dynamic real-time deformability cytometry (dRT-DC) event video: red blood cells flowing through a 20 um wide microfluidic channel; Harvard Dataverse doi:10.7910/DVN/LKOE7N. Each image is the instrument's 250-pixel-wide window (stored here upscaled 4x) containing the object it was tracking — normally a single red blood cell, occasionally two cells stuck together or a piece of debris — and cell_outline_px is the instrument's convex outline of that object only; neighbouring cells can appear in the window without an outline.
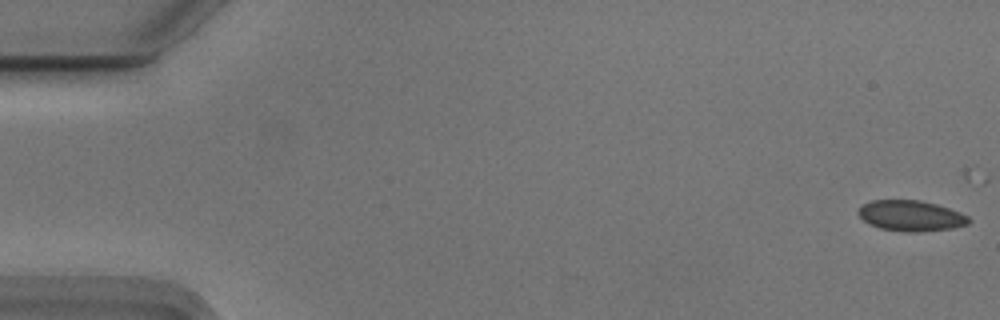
{"species": "Egyptian fruit bat (a non-hibernating species)", "species_latin": "Rousettus aegyptiacus", "temperature_condition": "cold", "stored_images_in_passage": 14, "camera_frame_rate_fps": 3000, "um_per_image_px": 0.085, "animal": {"sex": "male"}, "frame": {"image": 1, "passage_image": 1, "time_ms": 0.0, "image_size_px": [1000, 320], "cell_outline_px": [[972, 220], [968, 224], [952, 228], [920, 232], [904, 232], [880, 228], [868, 224], [856, 212], [864, 204], [872, 200], [920, 200], [936, 204], [960, 212], [968, 216]], "centroid_in_image_um": [77.43, 18.34], "position_along_channel_um": 7.6, "area_um2": 19.77}}
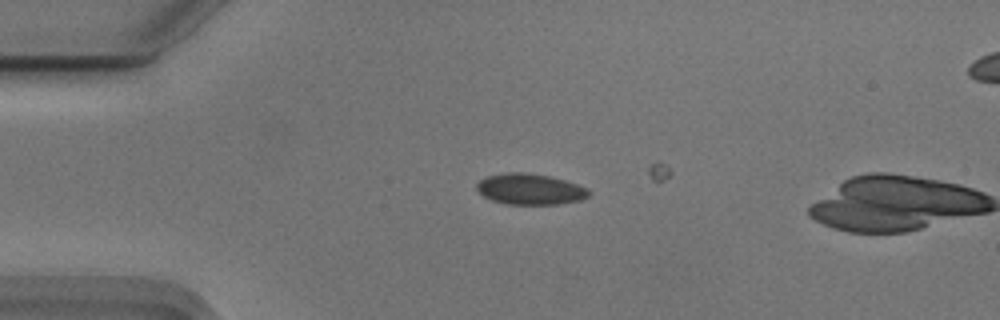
{"frame": {"image": 2, "passage_image": 13, "time_ms": 4.0, "image_size_px": [1000, 320], "cell_outline_px": [[592, 192], [588, 196], [580, 200], [560, 204], [504, 204], [492, 200], [476, 192], [476, 184], [480, 180], [488, 176], [504, 172], [524, 172], [548, 176], [564, 180], [588, 188]], "centroid_in_image_um": [45.03, 16.08], "position_along_channel_um": 40.0, "area_um2": 20.29}}